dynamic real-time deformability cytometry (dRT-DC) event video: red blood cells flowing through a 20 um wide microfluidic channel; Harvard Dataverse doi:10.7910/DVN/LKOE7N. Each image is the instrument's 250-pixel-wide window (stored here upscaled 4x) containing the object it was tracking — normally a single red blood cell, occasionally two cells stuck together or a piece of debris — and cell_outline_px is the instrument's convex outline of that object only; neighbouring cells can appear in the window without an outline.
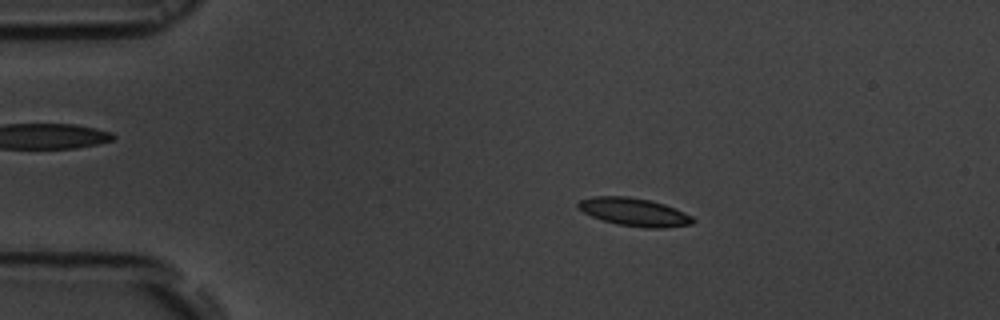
{"species": "common noctule bat (a hibernating species)", "species_latin": "Nyctalus noctula", "temperature_condition": "room temperature", "stored_images_in_passage": 46, "camera_frame_rate_fps": 3000, "um_per_image_px": 0.085, "animal": {"sex": "male", "body_mass_g": 19.5, "forearm_length_mm": 54.6}, "frame": {"image": 1, "passage_image": 1, "time_ms": 0.0, "image_size_px": [1000, 320], "cell_outline_px": [[696, 220], [692, 224], [664, 228], [644, 228], [616, 224], [592, 216], [576, 208], [576, 204], [580, 200], [592, 196], [628, 196], [648, 200], [664, 204], [676, 208], [692, 216]], "centroid_in_image_um": [53.91, 18.02], "position_along_channel_um": 31.1, "area_um2": 18.84}}
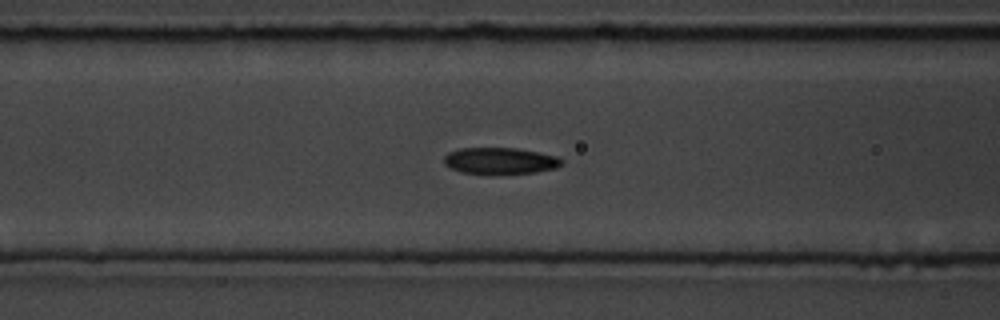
{"frame": {"image": 2, "passage_image": 13, "time_ms": 4.0, "image_size_px": [1000, 320], "cell_outline_px": [[564, 160], [556, 168], [536, 172], [492, 176], [460, 172], [444, 164], [444, 156], [448, 152], [460, 148], [516, 148], [556, 156]], "centroid_in_image_um": [42.47, 13.7], "position_along_channel_um": 124.1, "area_um2": 18.61}}
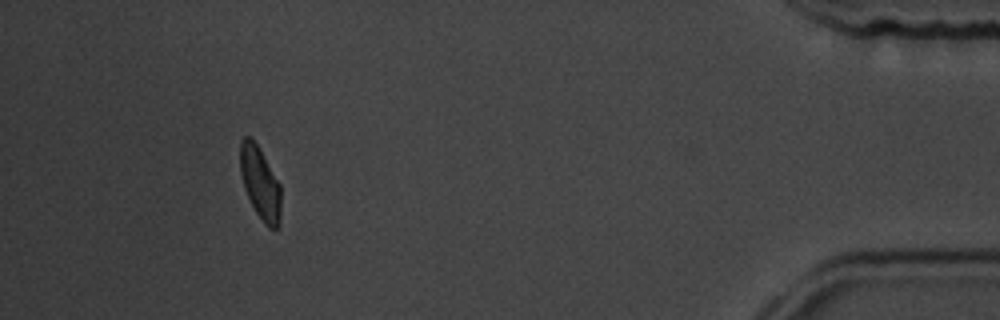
{"frame": {"image": 3, "passage_image": 42, "time_ms": 13.667, "image_size_px": [1000, 320], "cell_outline_px": [[280, 224], [276, 228], [268, 228], [264, 224], [256, 212], [244, 188], [240, 172], [240, 140], [244, 136], [248, 136], [256, 144], [280, 184]], "centroid_in_image_um": [22.1, 15.58], "position_along_channel_um": 413.1, "area_um2": 16.94}, "authors_computed_cell_mechanics": {"area_um2": 18.5538, "velocity_mm_per_s": 3.6437, "shape_relaxation_time_tau1_ms": 4.2623, "shape_relaxation_time_tau2_ms": 3.7031, "deformation_change_tau1": 0.1199, "deformation_change_tau2": 0.1}}